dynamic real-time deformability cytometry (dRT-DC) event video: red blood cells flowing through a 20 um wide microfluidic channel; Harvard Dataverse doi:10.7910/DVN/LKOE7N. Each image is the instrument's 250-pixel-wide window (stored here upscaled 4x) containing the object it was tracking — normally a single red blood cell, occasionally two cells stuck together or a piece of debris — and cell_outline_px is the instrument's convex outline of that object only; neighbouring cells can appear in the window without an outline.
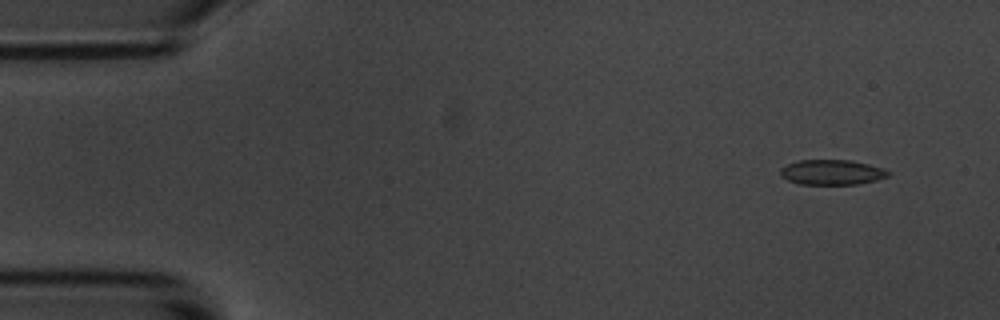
{"species": "common noctule bat (a hibernating species)", "species_latin": "Nyctalus noctula", "temperature_condition": "room temperature", "stored_images_in_passage": 8, "camera_frame_rate_fps": 3000, "um_per_image_px": 0.085, "animal": {"sex": "male", "body_mass_g": 20.1, "forearm_length_mm": 53.5}, "frame": {"image": 1, "passage_image": 1, "time_ms": 0.0, "image_size_px": [1000, 320], "cell_outline_px": [[892, 172], [888, 176], [876, 180], [856, 184], [800, 184], [788, 180], [780, 176], [780, 168], [796, 160], [852, 160], [884, 168]], "centroid_in_image_um": [70.71, 14.63], "position_along_channel_um": 14.3, "area_um2": 15.84}}
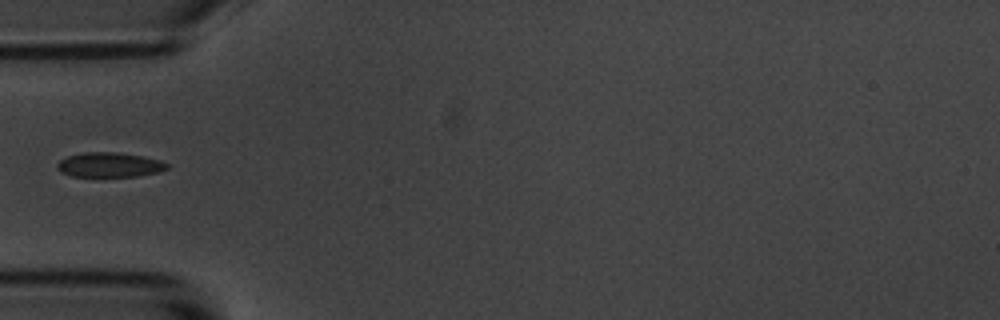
{"frame": {"image": 2, "passage_image": 5, "time_ms": 4.667, "image_size_px": [1000, 320], "cell_outline_px": [[168, 168], [160, 172], [140, 176], [72, 176], [60, 172], [56, 168], [56, 164], [60, 160], [68, 156], [84, 152], [116, 152], [140, 156], [160, 160], [168, 164]], "centroid_in_image_um": [9.29, 14.01], "position_along_channel_um": 75.7, "area_um2": 15.78}}
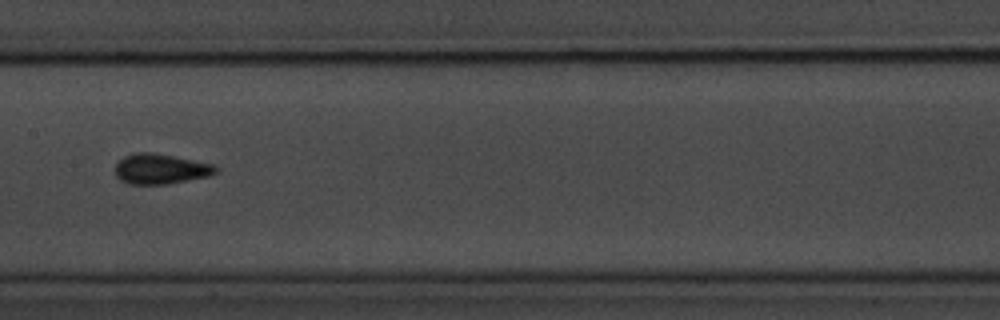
{"frame": {"image": 3, "passage_image": 8, "time_ms": 8.0, "image_size_px": [1000, 320], "cell_outline_px": [[220, 168], [216, 172], [208, 176], [168, 184], [128, 184], [120, 180], [116, 176], [116, 164], [124, 156], [136, 152], [152, 152], [216, 164]], "centroid_in_image_um": [13.67, 14.35], "position_along_channel_um": 193.7, "area_um2": 17.8}}